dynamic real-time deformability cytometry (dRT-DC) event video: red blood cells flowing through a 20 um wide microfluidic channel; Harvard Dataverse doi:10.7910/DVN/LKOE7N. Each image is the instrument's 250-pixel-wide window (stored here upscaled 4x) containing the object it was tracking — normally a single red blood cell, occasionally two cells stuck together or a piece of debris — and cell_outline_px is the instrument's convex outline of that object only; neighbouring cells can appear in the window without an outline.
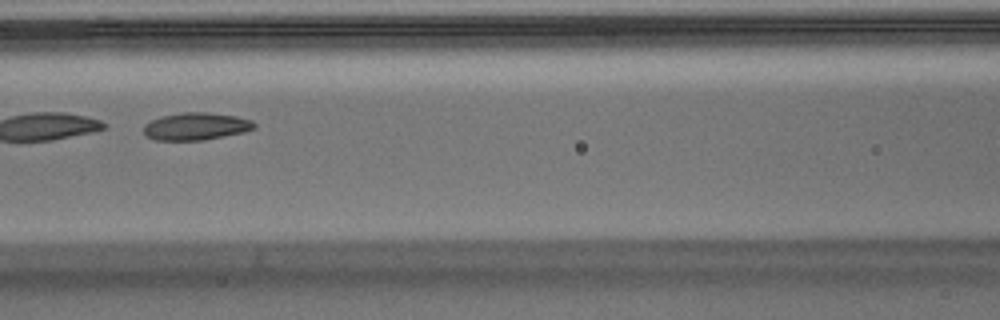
{"species": "Egyptian fruit bat (a non-hibernating species)", "species_latin": "Rousettus aegyptiacus", "temperature_condition": "warm", "stored_images_in_passage": 52, "segment_of_instrument_passage": [2, 2], "camera_frame_rate_fps": 3000, "um_per_image_px": 0.085, "animal": {"sex": "male"}, "frame": {"image": 1, "passage_image": 22, "time_ms": 7.0, "image_size_px": [1000, 320], "cell_outline_px": [[256, 128], [244, 132], [204, 140], [156, 140], [148, 136], [144, 132], [144, 124], [160, 116], [184, 112], [208, 112], [236, 116], [252, 120], [256, 124]], "centroid_in_image_um": [16.69, 10.73], "position_along_channel_um": 149.9, "area_um2": 17.69}}